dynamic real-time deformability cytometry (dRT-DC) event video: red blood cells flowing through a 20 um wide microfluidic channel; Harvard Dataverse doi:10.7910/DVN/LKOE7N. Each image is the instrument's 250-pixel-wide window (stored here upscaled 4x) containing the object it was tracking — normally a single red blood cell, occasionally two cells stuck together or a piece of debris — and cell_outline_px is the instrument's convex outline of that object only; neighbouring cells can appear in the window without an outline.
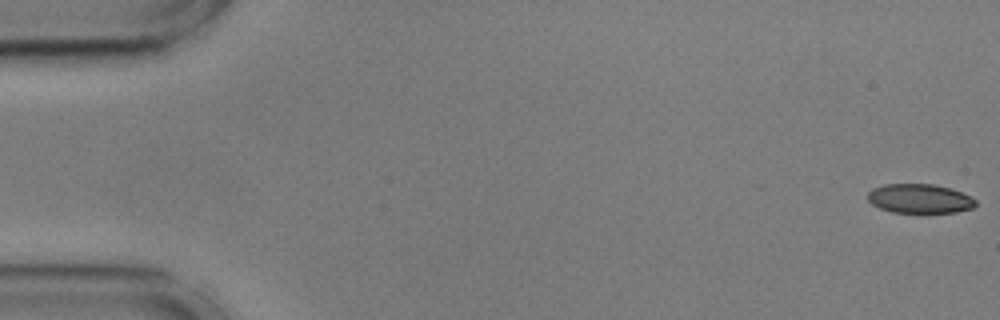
{"species": "common noctule bat (a hibernating species)", "species_latin": "Nyctalus noctula", "temperature_condition": "cold", "stored_images_in_passage": 55, "camera_frame_rate_fps": 3000, "um_per_image_px": 0.085, "animal": {"sex": "male", "body_mass_g": 17.9, "forearm_length_mm": 54.2}, "frame": {"image": 1, "passage_image": 1, "time_ms": 0.0, "image_size_px": [1000, 320], "cell_outline_px": [[976, 204], [972, 208], [956, 212], [892, 212], [880, 208], [872, 204], [868, 200], [868, 192], [872, 188], [884, 184], [936, 184], [972, 196], [976, 200]], "centroid_in_image_um": [78.16, 16.87], "position_along_channel_um": 6.8, "area_um2": 18.32}}
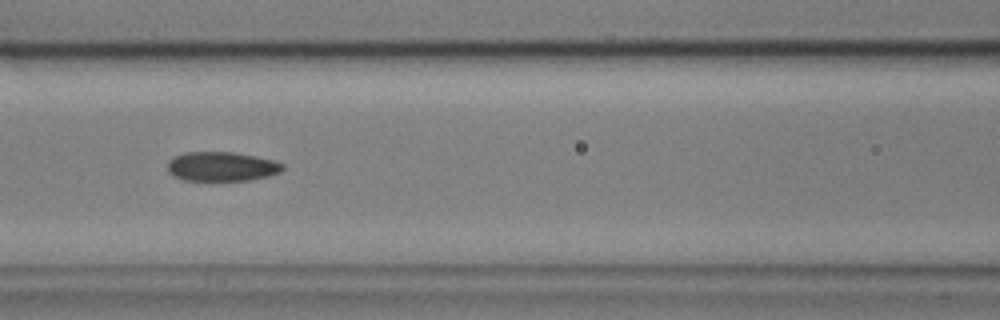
{"frame": {"image": 2, "passage_image": 24, "time_ms": 7.667, "image_size_px": [1000, 320], "cell_outline_px": [[284, 168], [280, 172], [268, 176], [248, 180], [184, 180], [168, 172], [168, 160], [172, 156], [188, 152], [232, 152], [256, 156], [272, 160], [284, 164]], "centroid_in_image_um": [18.84, 14.14], "position_along_channel_um": 147.8, "area_um2": 19.59}}
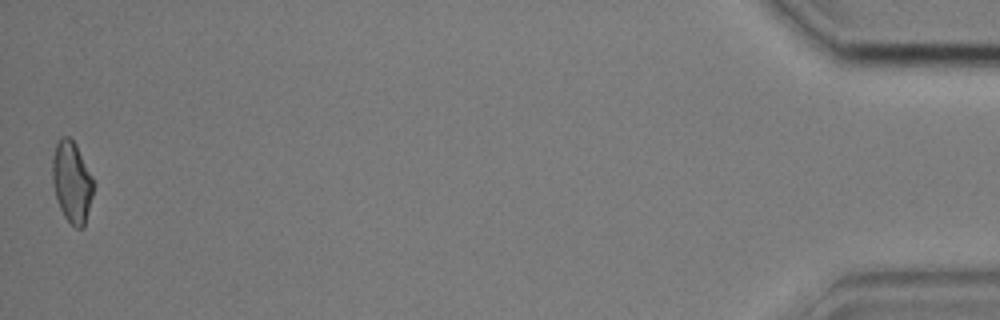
{"frame": {"image": 3, "passage_image": 55, "time_ms": 18.0, "image_size_px": [1000, 320], "cell_outline_px": [[92, 196], [84, 228], [76, 228], [64, 216], [60, 208], [52, 184], [52, 156], [56, 144], [60, 136], [68, 136], [76, 144], [92, 176]], "centroid_in_image_um": [6.08, 15.44], "position_along_channel_um": 429.1, "area_um2": 19.31}, "authors_computed_cell_mechanics": {"area_um2": 19.8832, "velocity_mm_per_s": 3.6162, "shape_relaxation_time_tau1_ms": null, "shape_relaxation_time_tau2_ms": 3.3268, "deformation_change_tau1": null, "deformation_change_tau2": 0.0993}}